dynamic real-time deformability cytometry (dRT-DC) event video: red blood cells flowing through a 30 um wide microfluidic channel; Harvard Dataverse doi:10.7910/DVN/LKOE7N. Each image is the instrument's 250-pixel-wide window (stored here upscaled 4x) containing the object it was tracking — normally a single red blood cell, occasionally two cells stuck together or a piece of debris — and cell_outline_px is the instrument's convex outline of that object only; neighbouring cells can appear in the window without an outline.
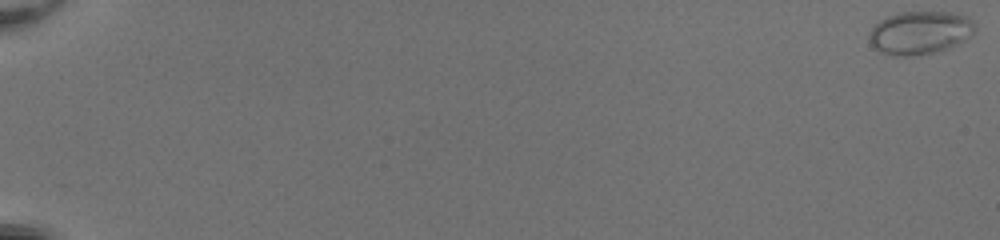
{"species": "common noctule bat (a hibernating species)", "species_latin": "Nyctalus noctula", "temperature_condition": "room temperature", "stored_images_in_passage": 54, "camera_frame_rate_fps": 3000, "um_per_image_px": 0.085, "animal": {"sex": "female", "body_mass_g": 20.0, "forearm_length_mm": 54.0}, "frame": {"image": 1, "passage_image": 1, "time_ms": 0.0, "image_size_px": [1000, 240], "cell_outline_px": [[976, 28], [964, 40], [948, 48], [932, 52], [912, 56], [892, 56], [880, 52], [868, 40], [868, 32], [880, 20], [888, 16], [900, 12], [952, 12], [968, 16], [976, 24]], "centroid_in_image_um": [78.18, 2.77], "position_along_channel_um": 6.8, "area_um2": 26.59}}
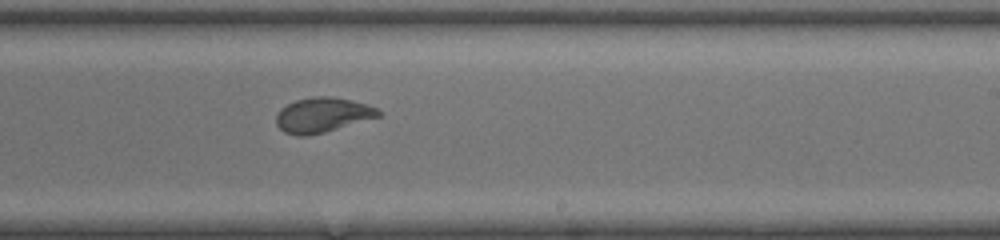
{"frame": {"image": 2, "passage_image": 36, "time_ms": 11.667, "image_size_px": [1000, 240], "cell_outline_px": [[384, 112], [380, 116], [324, 132], [308, 136], [296, 136], [284, 132], [276, 124], [276, 112], [280, 108], [296, 100], [316, 96], [332, 96], [352, 100], [368, 104]], "centroid_in_image_um": [27.4, 9.77], "position_along_channel_um": 261.6, "area_um2": 20.87}}
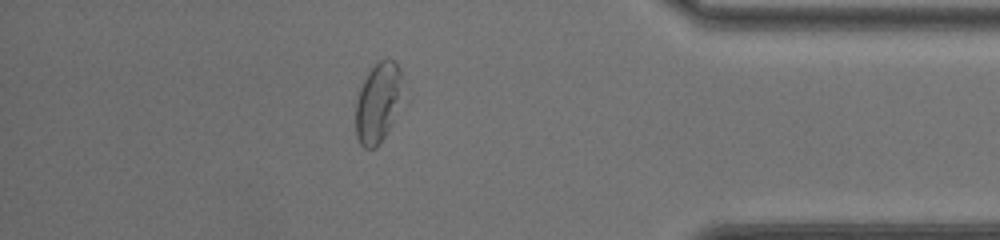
{"frame": {"image": 3, "passage_image": 48, "time_ms": 15.667, "image_size_px": [1000, 240], "cell_outline_px": [[400, 96], [392, 120], [384, 136], [376, 148], [364, 148], [360, 144], [356, 136], [356, 100], [360, 88], [368, 72], [380, 60], [392, 60], [400, 68]], "centroid_in_image_um": [32.07, 8.75], "position_along_channel_um": 403.1, "area_um2": 20.98}, "authors_computed_cell_mechanics": {"area_um2": 21.7617, "velocity_mm_per_s": 4.1352, "shape_relaxation_time_tau1_ms": 11.0788, "shape_relaxation_time_tau2_ms": null, "deformation_change_tau1": 0.2581, "deformation_change_tau2": null}}